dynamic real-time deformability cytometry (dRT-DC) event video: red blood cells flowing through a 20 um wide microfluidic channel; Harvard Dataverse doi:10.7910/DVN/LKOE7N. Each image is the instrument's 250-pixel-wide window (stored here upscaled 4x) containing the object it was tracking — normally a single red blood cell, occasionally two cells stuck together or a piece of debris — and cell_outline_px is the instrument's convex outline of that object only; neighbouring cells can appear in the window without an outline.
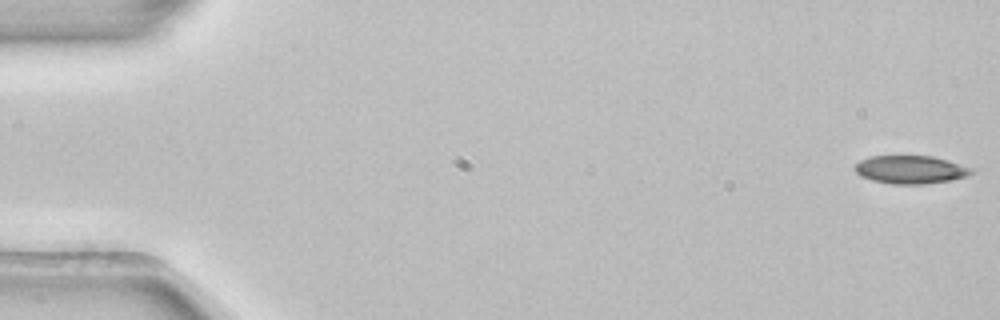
{"species": "common noctule bat (a hibernating species)", "species_latin": "Nyctalus noctula", "temperature_condition": "room temperature", "stored_images_in_passage": 4, "camera_frame_rate_fps": 3000, "um_per_image_px": 0.085, "animal": {"sex": "female", "body_mass_g": 22.7, "forearm_length_mm": 54.2}, "frame": {"image": 1, "passage_image": 1, "time_ms": 0.0, "image_size_px": [1000, 320], "cell_outline_px": [[972, 172], [968, 176], [948, 180], [924, 184], [892, 184], [872, 180], [860, 176], [856, 172], [856, 164], [860, 160], [872, 156], [932, 156], [948, 160], [972, 168]], "centroid_in_image_um": [77.39, 14.41], "position_along_channel_um": 7.6, "area_um2": 18.9}}
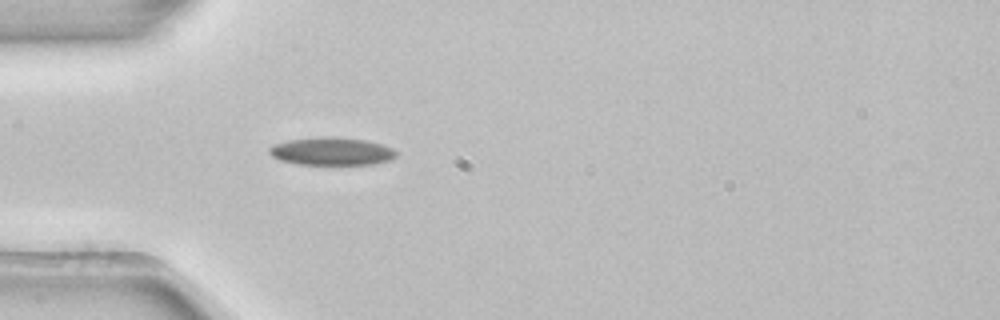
{"frame": {"image": 2, "passage_image": 4, "time_ms": 1.0, "image_size_px": [1000, 320], "cell_outline_px": [[400, 152], [392, 160], [372, 164], [300, 164], [280, 160], [272, 156], [268, 152], [268, 148], [272, 144], [288, 140], [320, 136], [336, 136], [364, 140], [380, 144], [392, 148]], "centroid_in_image_um": [28.19, 12.85], "position_along_channel_um": 56.8, "area_um2": 20.81}}